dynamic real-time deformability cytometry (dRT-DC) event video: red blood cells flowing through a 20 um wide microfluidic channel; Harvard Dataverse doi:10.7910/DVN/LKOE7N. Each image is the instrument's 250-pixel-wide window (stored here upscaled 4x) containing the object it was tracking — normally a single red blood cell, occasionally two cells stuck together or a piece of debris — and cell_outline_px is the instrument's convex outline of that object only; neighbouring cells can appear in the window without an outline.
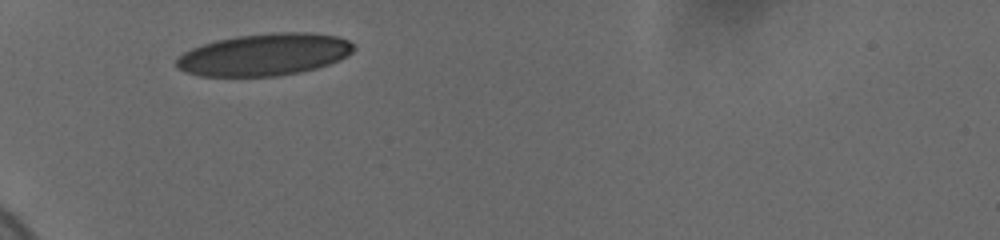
{"species": "human", "species_latin": "Homo sapiens", "temperature_condition": "cold", "stored_images_in_passage": 4, "camera_frame_rate_fps": 3000, "um_per_image_px": 0.085, "donor": {"sex": "female"}, "frame": {"image": 1, "passage_image": 1, "time_ms": 0.0, "image_size_px": [1000, 240], "cell_outline_px": [[356, 48], [348, 56], [340, 60], [316, 68], [300, 72], [280, 76], [200, 76], [176, 68], [176, 60], [184, 52], [192, 48], [216, 40], [236, 36], [272, 32], [312, 32], [340, 36], [356, 44]], "centroid_in_image_um": [22.53, 4.63], "position_along_channel_um": 62.5, "area_um2": 43.81}}